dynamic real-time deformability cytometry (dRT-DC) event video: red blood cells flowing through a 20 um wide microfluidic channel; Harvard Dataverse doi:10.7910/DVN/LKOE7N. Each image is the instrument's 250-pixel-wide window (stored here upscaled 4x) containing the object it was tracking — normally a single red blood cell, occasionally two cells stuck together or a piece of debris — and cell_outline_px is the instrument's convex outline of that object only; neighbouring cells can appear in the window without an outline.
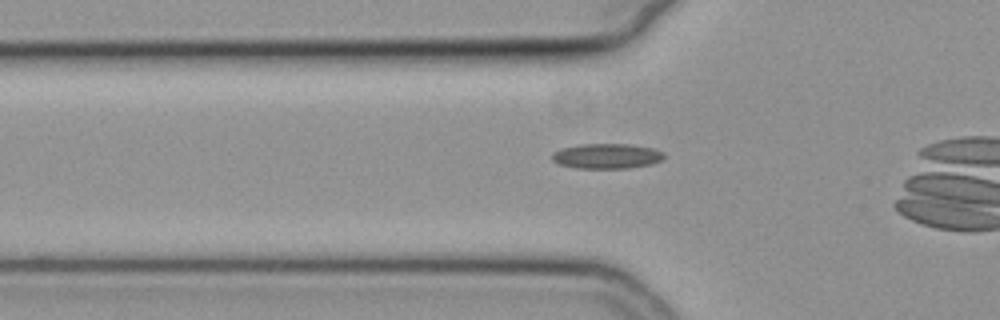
{"species": "common noctule bat (a hibernating species)", "species_latin": "Nyctalus noctula", "temperature_condition": "cold", "stored_images_in_passage": 41, "camera_frame_rate_fps": 3000, "um_per_image_px": 0.085, "animal": {"sex": "female", "body_mass_g": 19.3, "forearm_length_mm": 54.1}, "frame": {"image": 1, "passage_image": 15, "time_ms": 4.667, "image_size_px": [1000, 320], "cell_outline_px": [[664, 160], [652, 164], [628, 168], [576, 168], [560, 164], [552, 160], [552, 152], [560, 148], [580, 144], [628, 144], [652, 148], [664, 152]], "centroid_in_image_um": [51.58, 13.26], "position_along_channel_um": 74.2, "area_um2": 16.47}}
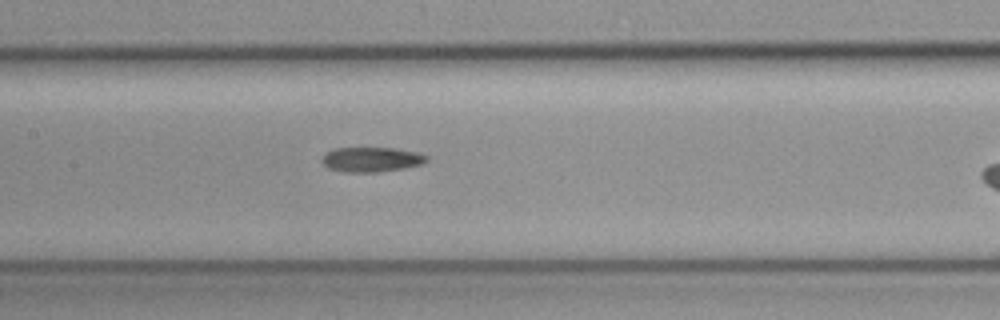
{"frame": {"image": 2, "passage_image": 23, "time_ms": 7.333, "image_size_px": [1000, 320], "cell_outline_px": [[428, 160], [420, 164], [404, 168], [376, 172], [344, 172], [328, 168], [320, 160], [328, 152], [336, 148], [396, 148], [416, 152], [428, 156]], "centroid_in_image_um": [31.57, 13.55], "position_along_channel_um": 175.8, "area_um2": 14.97}}
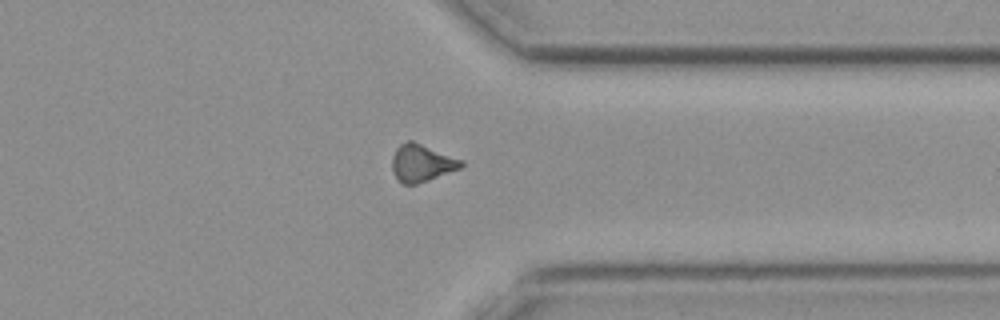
{"frame": {"image": 3, "passage_image": 39, "time_ms": 12.667, "image_size_px": [1000, 320], "cell_outline_px": [[464, 164], [460, 168], [428, 180], [416, 184], [404, 184], [392, 172], [392, 156], [396, 148], [400, 144], [408, 140], [412, 140], [464, 160]], "centroid_in_image_um": [35.84, 13.83], "position_along_channel_um": 375.6, "area_um2": 14.97}}